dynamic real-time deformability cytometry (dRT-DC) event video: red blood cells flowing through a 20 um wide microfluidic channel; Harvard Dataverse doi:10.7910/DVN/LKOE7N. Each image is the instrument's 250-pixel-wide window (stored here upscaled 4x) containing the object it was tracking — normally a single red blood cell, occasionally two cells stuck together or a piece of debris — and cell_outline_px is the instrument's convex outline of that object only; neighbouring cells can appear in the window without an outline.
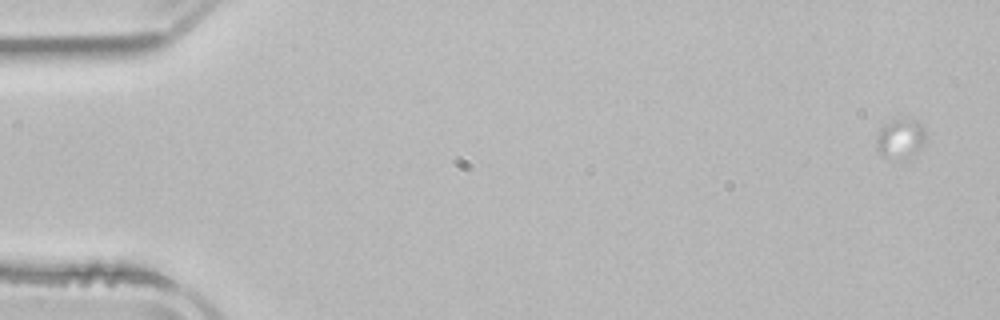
{"species": "common noctule bat (a hibernating species)", "species_latin": "Nyctalus noctula", "temperature_condition": "room temperature", "stored_images_in_passage": 4, "camera_frame_rate_fps": 3000, "um_per_image_px": 0.085, "animal": {"sex": "male", "body_mass_g": 21.5, "forearm_length_mm": 52.0}, "frame": {"image": 1, "passage_image": 1, "time_ms": 0.0, "image_size_px": [1000, 320], "cell_outline_px": [[928, 136], [924, 144], [916, 152], [908, 156], [896, 160], [880, 156], [876, 148], [876, 136], [880, 128], [892, 120], [912, 120], [920, 124], [924, 128]], "centroid_in_image_um": [76.52, 11.81], "position_along_channel_um": 8.5, "area_um2": 11.44}}
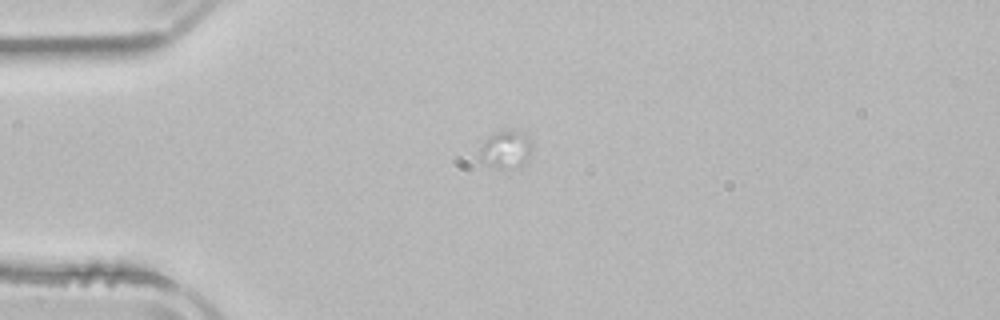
{"frame": {"image": 2, "passage_image": 4, "time_ms": 4.0, "image_size_px": [1000, 320], "cell_outline_px": [[532, 148], [520, 168], [500, 168], [492, 164], [480, 156], [480, 148], [484, 140], [488, 136], [504, 128], [512, 128], [532, 144]], "centroid_in_image_um": [42.99, 12.66], "position_along_channel_um": 42.0, "area_um2": 10.98}}